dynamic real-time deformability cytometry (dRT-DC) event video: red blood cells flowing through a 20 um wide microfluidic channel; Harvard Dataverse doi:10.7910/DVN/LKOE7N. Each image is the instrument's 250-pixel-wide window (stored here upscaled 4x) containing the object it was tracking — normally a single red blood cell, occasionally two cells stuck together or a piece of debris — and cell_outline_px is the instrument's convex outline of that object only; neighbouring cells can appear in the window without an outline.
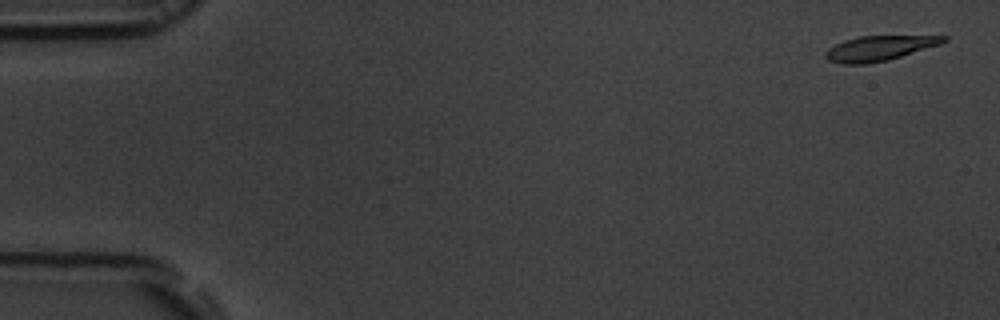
{"species": "common noctule bat (a hibernating species)", "species_latin": "Nyctalus noctula", "temperature_condition": "room temperature", "stored_images_in_passage": 13, "camera_frame_rate_fps": 3000, "um_per_image_px": 0.085, "animal": {"sex": "male", "body_mass_g": 19.5, "forearm_length_mm": 54.6}, "frame": {"image": 1, "passage_image": 2, "time_ms": 0.333, "image_size_px": [1000, 320], "cell_outline_px": [[948, 40], [940, 44], [888, 60], [864, 64], [844, 64], [828, 60], [824, 56], [824, 52], [828, 48], [844, 40], [860, 36], [948, 36]], "centroid_in_image_um": [74.7, 4.1], "position_along_channel_um": 10.3, "area_um2": 16.99}}